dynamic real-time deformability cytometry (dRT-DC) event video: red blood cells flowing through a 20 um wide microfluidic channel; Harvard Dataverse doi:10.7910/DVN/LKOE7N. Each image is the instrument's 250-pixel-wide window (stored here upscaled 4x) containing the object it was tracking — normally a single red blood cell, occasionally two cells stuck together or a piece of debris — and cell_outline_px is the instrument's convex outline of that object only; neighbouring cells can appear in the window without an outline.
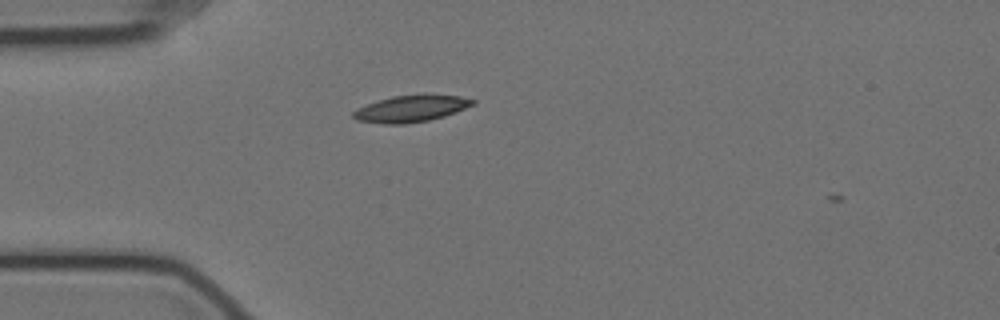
{"species": "Egyptian fruit bat (a non-hibernating species)", "species_latin": "Rousettus aegyptiacus", "temperature_condition": "cold", "stored_images_in_passage": 2, "camera_frame_rate_fps": 3000, "um_per_image_px": 0.085, "animal": {"sex": "female"}, "frame": {"image": 1, "passage_image": 1, "time_ms": 0.0, "image_size_px": [1000, 320], "cell_outline_px": [[476, 104], [456, 112], [444, 116], [428, 120], [404, 124], [384, 124], [356, 120], [352, 116], [352, 112], [356, 108], [392, 96], [420, 92], [424, 92], [460, 96], [476, 100]], "centroid_in_image_um": [34.98, 9.2], "position_along_channel_um": 50.0, "area_um2": 19.13}}